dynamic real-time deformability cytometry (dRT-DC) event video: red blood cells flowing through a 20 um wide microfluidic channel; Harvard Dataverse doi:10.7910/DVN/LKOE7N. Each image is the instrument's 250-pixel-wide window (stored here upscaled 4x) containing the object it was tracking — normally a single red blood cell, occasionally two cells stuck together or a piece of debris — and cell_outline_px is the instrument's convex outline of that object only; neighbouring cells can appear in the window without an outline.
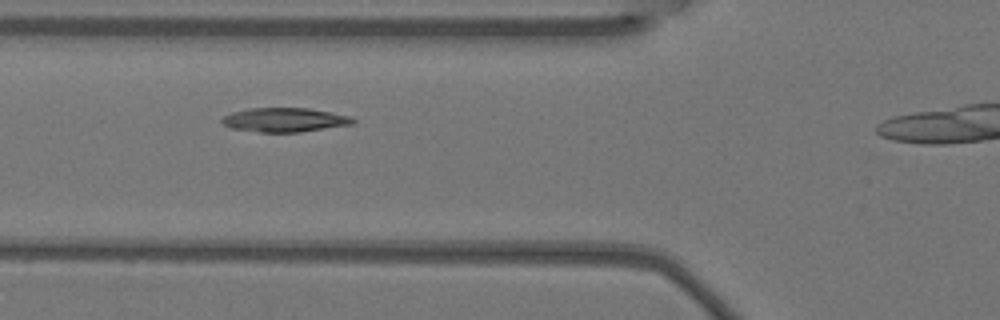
{"species": "Egyptian fruit bat (a non-hibernating species)", "species_latin": "Rousettus aegyptiacus", "temperature_condition": "warm", "stored_images_in_passage": 4, "camera_frame_rate_fps": 3000, "um_per_image_px": 0.085, "animal": {"sex": "female"}, "frame": {"image": 1, "passage_image": 2, "time_ms": 0.333, "image_size_px": [1000, 320], "cell_outline_px": [[356, 124], [300, 132], [260, 132], [232, 128], [224, 124], [220, 120], [224, 116], [232, 112], [252, 108], [308, 108], [352, 116], [356, 120]], "centroid_in_image_um": [24.26, 10.19], "position_along_channel_um": 101.5, "area_um2": 18.44}}
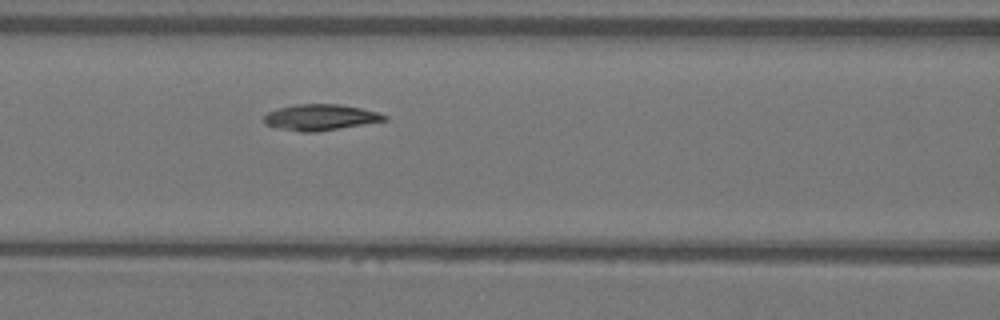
{"frame": {"image": 2, "passage_image": 3, "time_ms": 0.667, "image_size_px": [1000, 320], "cell_outline_px": [[388, 120], [316, 132], [300, 132], [280, 128], [264, 124], [264, 116], [268, 112], [280, 108], [296, 104], [336, 104], [360, 108], [376, 112], [388, 116]], "centroid_in_image_um": [27.23, 9.98], "position_along_channel_um": 139.4, "area_um2": 18.03}}